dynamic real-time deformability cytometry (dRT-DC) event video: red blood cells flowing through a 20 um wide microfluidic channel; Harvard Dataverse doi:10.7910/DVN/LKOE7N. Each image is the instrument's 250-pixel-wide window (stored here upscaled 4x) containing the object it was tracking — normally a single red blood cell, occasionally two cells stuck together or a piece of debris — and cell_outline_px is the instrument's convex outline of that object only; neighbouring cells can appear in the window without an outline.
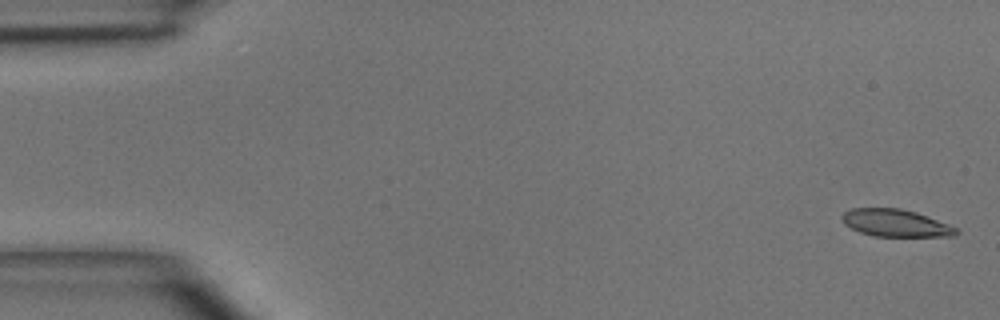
{"species": "common noctule bat (a hibernating species)", "species_latin": "Nyctalus noctula", "temperature_condition": "room temperature", "stored_images_in_passage": 5, "camera_frame_rate_fps": 3000, "um_per_image_px": 0.085, "animal": {"sex": "male", "body_mass_g": 15.6}, "frame": {"image": 1, "passage_image": 1, "time_ms": 0.0, "image_size_px": [1000, 320], "cell_outline_px": [[960, 232], [956, 236], [872, 236], [860, 232], [844, 224], [840, 216], [844, 212], [852, 208], [900, 208], [916, 212], [960, 228]], "centroid_in_image_um": [76.15, 18.96], "position_along_channel_um": 8.8, "area_um2": 18.32}}
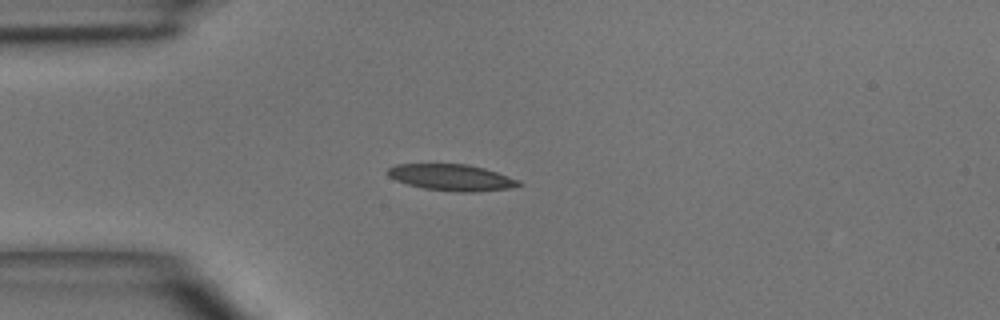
{"frame": {"image": 2, "passage_image": 4, "time_ms": 3.667, "image_size_px": [1000, 320], "cell_outline_px": [[524, 184], [508, 188], [476, 192], [460, 192], [424, 188], [408, 184], [396, 180], [388, 176], [388, 168], [396, 164], [468, 164], [484, 168], [520, 180]], "centroid_in_image_um": [38.4, 15.08], "position_along_channel_um": 46.6, "area_um2": 20.0}}